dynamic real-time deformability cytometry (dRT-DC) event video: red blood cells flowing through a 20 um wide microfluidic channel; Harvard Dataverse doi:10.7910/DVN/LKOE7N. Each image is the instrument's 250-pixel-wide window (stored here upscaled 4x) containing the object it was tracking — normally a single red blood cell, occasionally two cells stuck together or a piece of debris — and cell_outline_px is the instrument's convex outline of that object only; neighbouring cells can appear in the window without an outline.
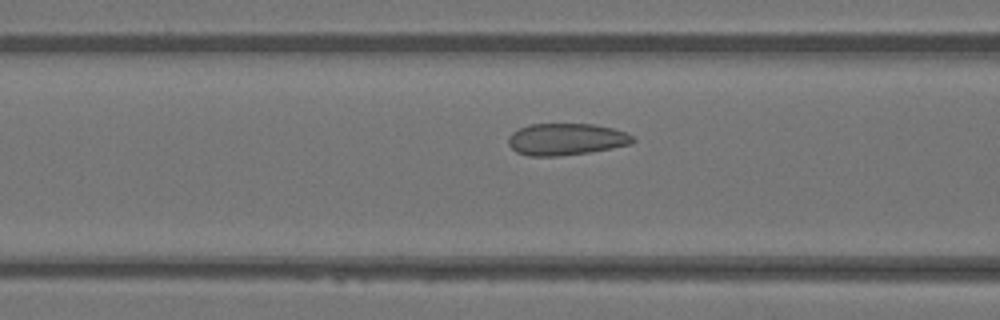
{"species": "Egyptian fruit bat (a non-hibernating species)", "species_latin": "Rousettus aegyptiacus", "temperature_condition": "warm", "stored_images_in_passage": 33, "camera_frame_rate_fps": 3000, "um_per_image_px": 0.085, "animal": {"sex": "female"}, "frame": {"image": 1, "passage_image": 10, "time_ms": 3.0, "image_size_px": [1000, 320], "cell_outline_px": [[636, 140], [632, 144], [612, 148], [588, 152], [560, 156], [528, 156], [516, 152], [508, 144], [508, 136], [512, 132], [528, 124], [592, 124], [612, 128], [624, 132], [632, 136]], "centroid_in_image_um": [48.09, 11.84], "position_along_channel_um": 118.5, "area_um2": 23.12}}
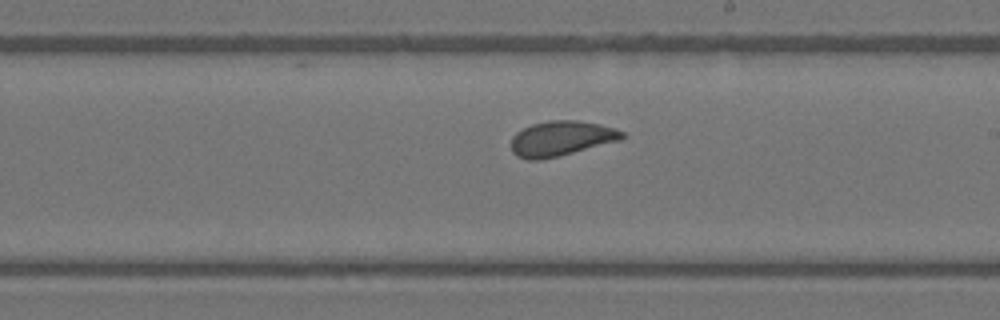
{"frame": {"image": 2, "passage_image": 19, "time_ms": 6.0, "image_size_px": [1000, 320], "cell_outline_px": [[624, 136], [620, 140], [540, 160], [528, 160], [516, 156], [512, 152], [512, 136], [516, 132], [532, 124], [548, 120], [580, 120], [600, 124], [624, 132]], "centroid_in_image_um": [47.66, 11.76], "position_along_channel_um": 241.3, "area_um2": 22.37}}
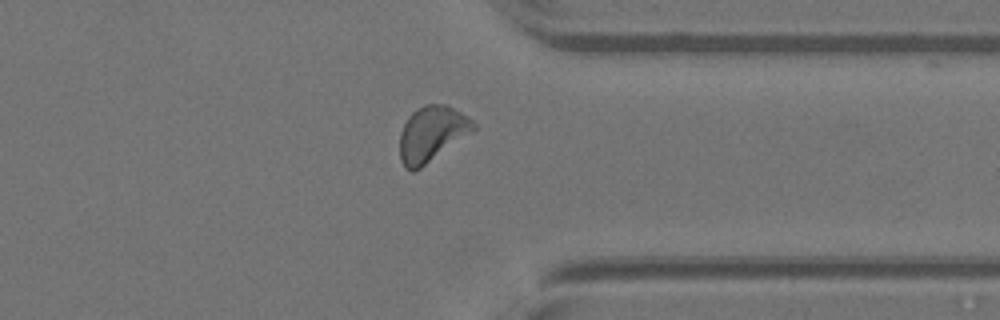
{"frame": {"image": 3, "passage_image": 29, "time_ms": 9.333, "image_size_px": [1000, 320], "cell_outline_px": [[476, 128], [420, 168], [412, 172], [404, 168], [400, 160], [400, 132], [408, 116], [416, 108], [424, 104], [448, 104], [472, 120], [476, 124]], "centroid_in_image_um": [36.66, 11.36], "position_along_channel_um": 374.7, "area_um2": 23.52}}